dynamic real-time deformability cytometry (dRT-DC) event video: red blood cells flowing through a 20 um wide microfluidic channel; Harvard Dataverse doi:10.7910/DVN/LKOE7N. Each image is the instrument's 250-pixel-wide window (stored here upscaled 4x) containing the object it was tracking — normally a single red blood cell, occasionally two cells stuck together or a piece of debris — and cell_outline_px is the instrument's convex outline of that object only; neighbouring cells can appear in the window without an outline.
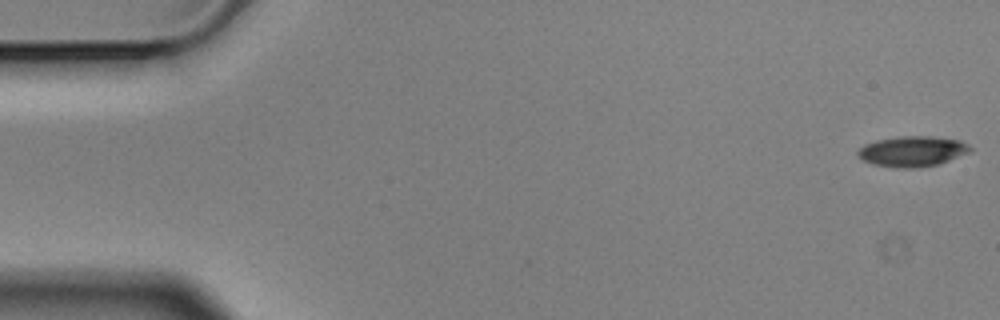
{"species": "Egyptian fruit bat (a non-hibernating species)", "species_latin": "Rousettus aegyptiacus", "temperature_condition": "cold", "stored_images_in_passage": 3, "camera_frame_rate_fps": 3000, "um_per_image_px": 0.085, "animal": {"sex": "male"}, "frame": {"image": 1, "passage_image": 1, "time_ms": 0.0, "image_size_px": [1000, 320], "cell_outline_px": [[972, 148], [968, 152], [940, 164], [912, 168], [900, 168], [872, 164], [864, 160], [856, 152], [864, 144], [876, 140], [900, 136], [928, 136], [960, 140], [968, 144]], "centroid_in_image_um": [77.54, 12.86], "position_along_channel_um": 7.5, "area_um2": 19.77}}